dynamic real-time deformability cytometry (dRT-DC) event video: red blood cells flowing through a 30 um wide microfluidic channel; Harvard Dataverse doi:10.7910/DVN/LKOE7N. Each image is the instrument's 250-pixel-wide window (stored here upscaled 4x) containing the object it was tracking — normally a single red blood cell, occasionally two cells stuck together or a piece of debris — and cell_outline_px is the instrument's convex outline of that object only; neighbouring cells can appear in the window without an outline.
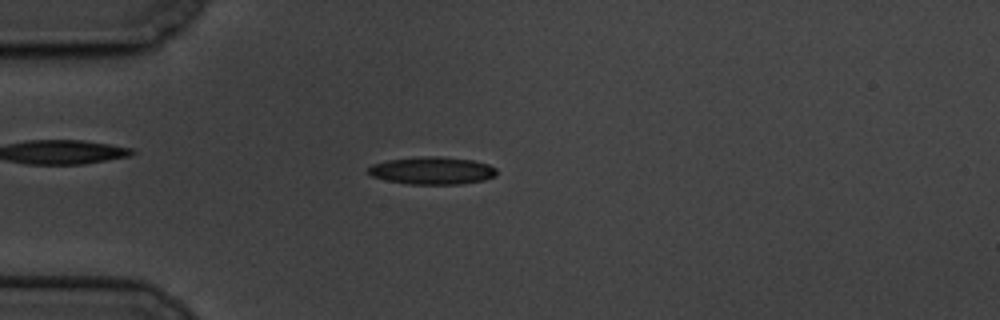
{"species": "common noctule bat (a hibernating species)", "species_latin": "Nyctalus noctula", "temperature_condition": "cold", "stored_images_in_passage": 41, "camera_frame_rate_fps": 3000, "um_per_image_px": 0.085, "animal": {"sex": "male", "body_mass_g": 19.5, "forearm_length_mm": 54.6}, "frame": {"image": 1, "passage_image": 6, "time_ms": 1.667, "image_size_px": [1000, 320], "cell_outline_px": [[496, 176], [484, 180], [460, 184], [408, 184], [384, 180], [372, 176], [368, 172], [368, 168], [372, 164], [388, 160], [420, 156], [440, 156], [472, 160], [488, 164], [496, 168]], "centroid_in_image_um": [36.73, 14.5], "position_along_channel_um": 48.3, "area_um2": 20.69}}
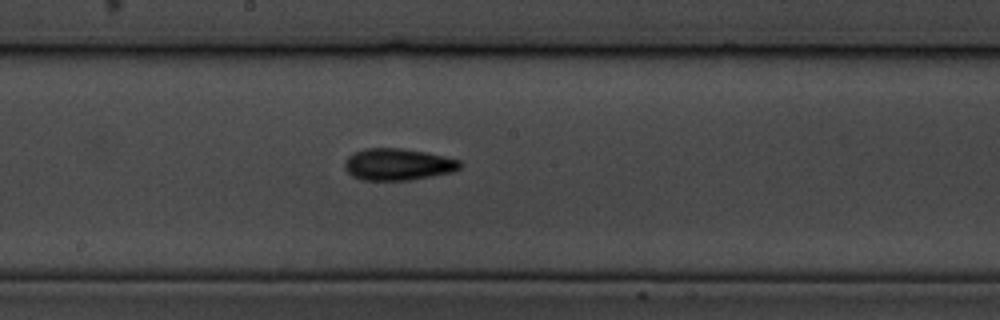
{"frame": {"image": 2, "passage_image": 22, "time_ms": 7.0, "image_size_px": [1000, 320], "cell_outline_px": [[464, 164], [460, 168], [452, 172], [432, 176], [408, 180], [360, 180], [352, 176], [344, 168], [344, 160], [348, 156], [364, 148], [400, 148], [424, 152], [444, 156], [460, 160]], "centroid_in_image_um": [33.81, 13.97], "position_along_channel_um": 214.4, "area_um2": 21.44}}
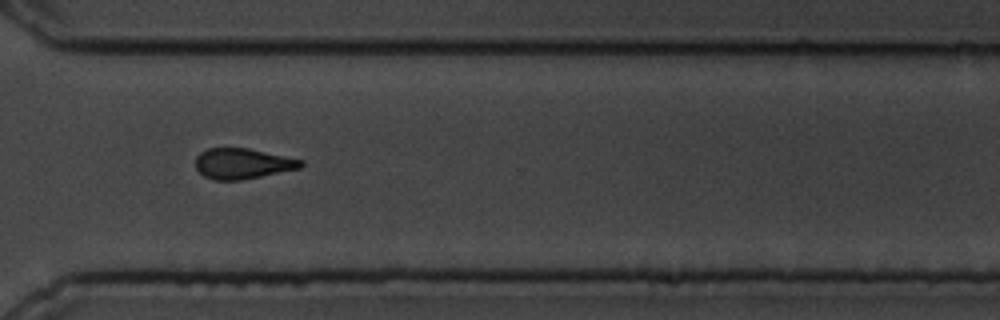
{"frame": {"image": 3, "passage_image": 34, "time_ms": 11.0, "image_size_px": [1000, 320], "cell_outline_px": [[304, 164], [300, 168], [240, 180], [212, 180], [204, 176], [196, 168], [196, 156], [200, 152], [208, 148], [248, 148], [304, 160]], "centroid_in_image_um": [20.6, 13.9], "position_along_channel_um": 350.0, "area_um2": 18.67}, "authors_computed_cell_mechanics": {"area_um2": 19.8254, "velocity_mm_per_s": 3.4041, "shape_relaxation_time_tau1_ms": 3.3255, "shape_relaxation_time_tau2_ms": 5.8137, "deformation_change_tau1": 0.1215, "deformation_change_tau2": 0.1477}}